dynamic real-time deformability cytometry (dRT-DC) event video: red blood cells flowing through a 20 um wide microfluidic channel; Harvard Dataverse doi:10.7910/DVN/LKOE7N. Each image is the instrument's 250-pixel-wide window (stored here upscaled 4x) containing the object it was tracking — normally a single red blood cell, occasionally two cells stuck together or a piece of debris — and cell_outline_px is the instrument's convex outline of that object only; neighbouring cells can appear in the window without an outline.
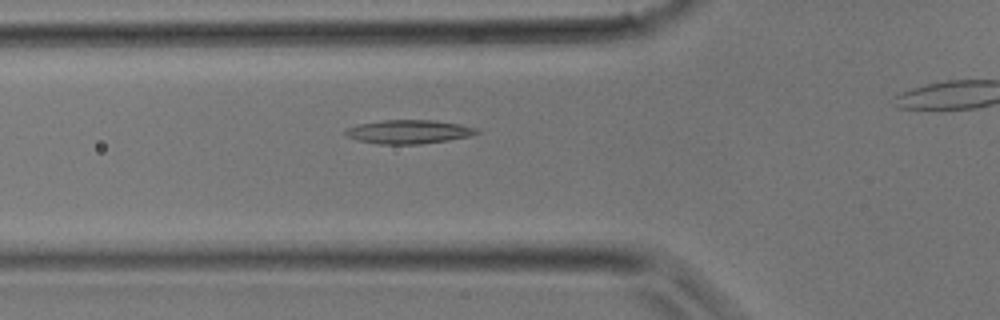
{"species": "common noctule bat (a hibernating species)", "species_latin": "Nyctalus noctula", "temperature_condition": "room temperature", "stored_images_in_passage": 26, "camera_frame_rate_fps": 3000, "um_per_image_px": 0.085, "animal": {"sex": "male", "body_mass_g": 17.9}, "frame": {"image": 1, "passage_image": 9, "time_ms": 2.667, "image_size_px": [1000, 320], "cell_outline_px": [[480, 132], [468, 136], [448, 140], [420, 144], [380, 144], [356, 140], [348, 136], [344, 132], [344, 128], [356, 124], [384, 120], [432, 120], [460, 124], [476, 128]], "centroid_in_image_um": [34.68, 11.19], "position_along_channel_um": 91.1, "area_um2": 18.15}}
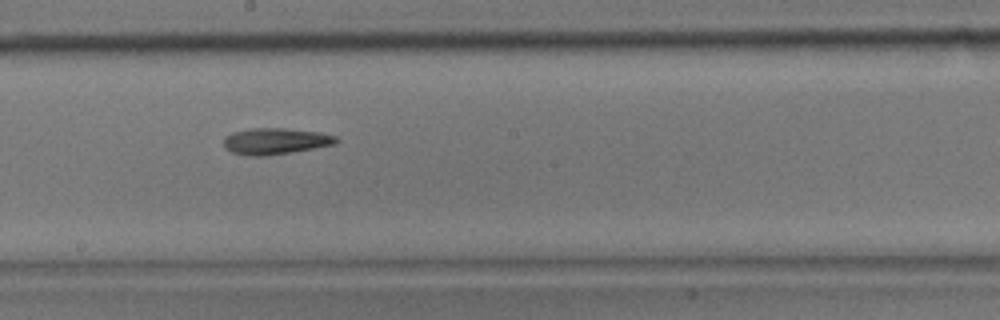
{"frame": {"image": 2, "passage_image": 16, "time_ms": 5.0, "image_size_px": [1000, 320], "cell_outline_px": [[340, 140], [336, 144], [292, 152], [264, 156], [252, 156], [232, 152], [224, 148], [224, 136], [232, 132], [252, 128], [284, 128], [320, 132], [336, 136]], "centroid_in_image_um": [23.42, 11.99], "position_along_channel_um": 224.8, "area_um2": 17.34}}
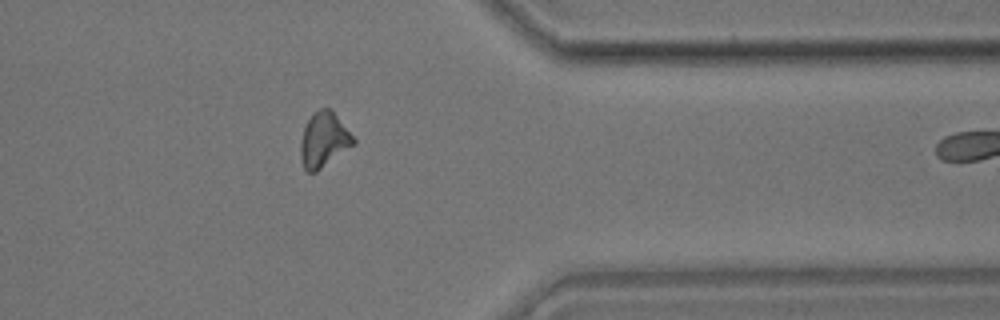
{"frame": {"image": 3, "passage_image": 25, "time_ms": 8.0, "image_size_px": [1000, 320], "cell_outline_px": [[356, 144], [316, 172], [308, 172], [304, 168], [300, 156], [300, 144], [304, 128], [312, 112], [320, 108], [332, 108], [356, 140]], "centroid_in_image_um": [27.54, 11.87], "position_along_channel_um": 383.9, "area_um2": 17.11}}